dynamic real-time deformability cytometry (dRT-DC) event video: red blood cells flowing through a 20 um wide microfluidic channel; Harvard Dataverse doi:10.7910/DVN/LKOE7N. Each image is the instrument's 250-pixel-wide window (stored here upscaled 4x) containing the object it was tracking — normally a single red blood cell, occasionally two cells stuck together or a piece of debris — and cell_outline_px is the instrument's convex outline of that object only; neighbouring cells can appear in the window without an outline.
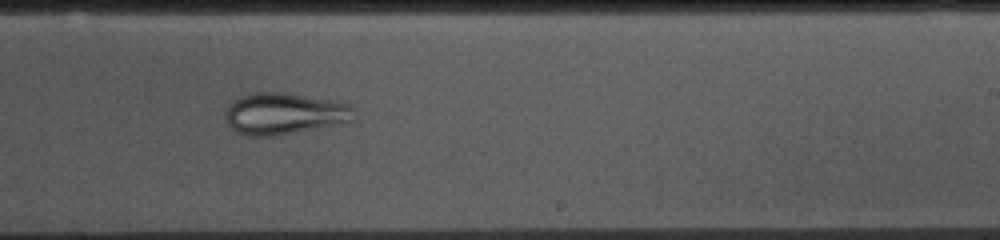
{"species": "common noctule bat (a hibernating species)", "species_latin": "Nyctalus noctula", "temperature_condition": "cold", "stored_images_in_passage": 53, "camera_frame_rate_fps": 3000, "um_per_image_px": 0.085, "animal": {"sex": "female", "body_mass_g": 10.0, "forearm_length_mm": 53.1}, "frame": {"image": 1, "passage_image": 31, "time_ms": 10.0, "image_size_px": [1000, 240], "cell_outline_px": [[356, 120], [276, 136], [248, 136], [236, 132], [228, 124], [228, 104], [232, 100], [240, 96], [252, 92], [280, 92], [328, 100], [348, 104], [356, 108]], "centroid_in_image_um": [24.18, 9.66], "position_along_channel_um": 264.8, "area_um2": 30.98}}
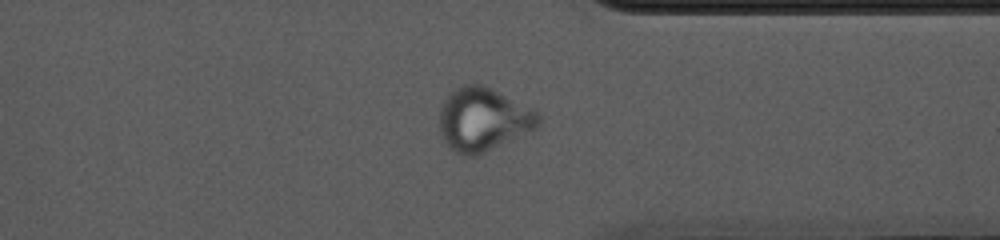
{"frame": {"image": 2, "passage_image": 40, "time_ms": 13.0, "image_size_px": [1000, 240], "cell_outline_px": [[540, 124], [536, 128], [484, 152], [472, 156], [460, 156], [448, 148], [440, 136], [440, 108], [444, 100], [460, 84], [480, 84], [536, 108], [540, 112]], "centroid_in_image_um": [41.07, 10.15], "position_along_channel_um": 370.3, "area_um2": 36.7}}
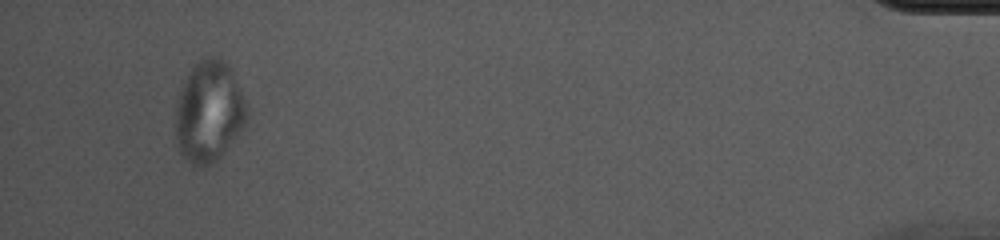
{"frame": {"image": 3, "passage_image": 50, "time_ms": 16.333, "image_size_px": [1000, 240], "cell_outline_px": [[252, 112], [248, 120], [240, 132], [216, 164], [204, 168], [200, 168], [192, 164], [180, 152], [176, 136], [176, 108], [180, 84], [192, 68], [200, 60], [208, 56], [220, 56], [232, 68]], "centroid_in_image_um": [17.82, 9.49], "position_along_channel_um": 417.4, "area_um2": 43.35}}